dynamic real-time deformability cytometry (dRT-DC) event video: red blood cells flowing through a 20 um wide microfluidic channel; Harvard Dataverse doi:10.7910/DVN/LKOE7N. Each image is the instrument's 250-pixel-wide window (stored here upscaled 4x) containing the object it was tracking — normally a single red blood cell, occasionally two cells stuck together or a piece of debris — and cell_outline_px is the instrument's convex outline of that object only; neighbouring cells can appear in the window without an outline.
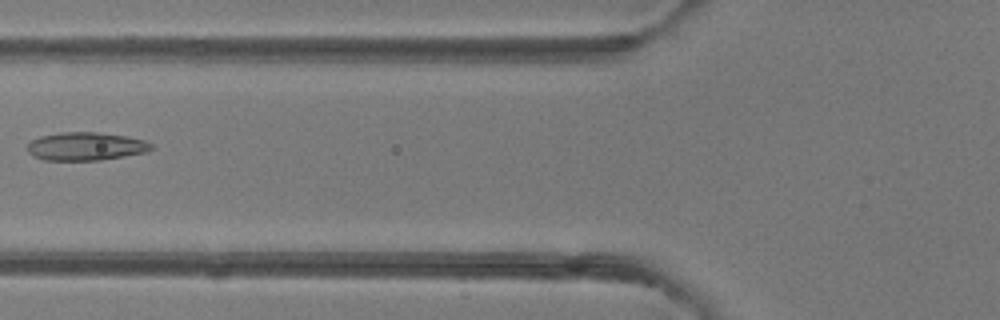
{"species": "common noctule bat (a hibernating species)", "species_latin": "Nyctalus noctula", "temperature_condition": "room temperature", "stored_images_in_passage": 2, "camera_frame_rate_fps": 3000, "um_per_image_px": 0.085, "animal": {"sex": "female"}, "frame": {"image": 1, "passage_image": 2, "time_ms": 1.0, "image_size_px": [1000, 320], "cell_outline_px": [[152, 148], [148, 152], [100, 160], [44, 160], [32, 156], [28, 152], [28, 144], [32, 140], [40, 136], [60, 132], [96, 132], [128, 136], [144, 140], [152, 144]], "centroid_in_image_um": [7.29, 12.44], "position_along_channel_um": 118.5, "area_um2": 20.4}}